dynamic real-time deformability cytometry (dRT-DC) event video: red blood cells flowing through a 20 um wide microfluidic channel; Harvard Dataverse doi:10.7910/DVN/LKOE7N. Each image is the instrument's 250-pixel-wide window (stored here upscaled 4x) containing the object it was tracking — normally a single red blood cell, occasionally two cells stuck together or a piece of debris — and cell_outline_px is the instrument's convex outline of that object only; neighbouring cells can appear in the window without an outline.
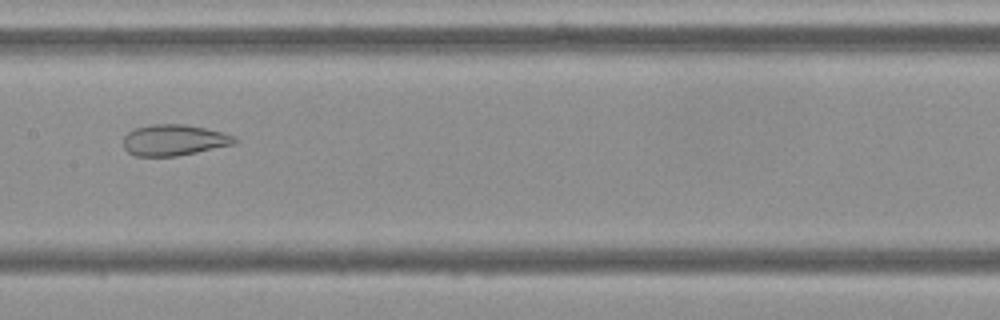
{"species": "Egyptian fruit bat (a non-hibernating species)", "species_latin": "Rousettus aegyptiacus", "temperature_condition": "cold", "stored_images_in_passage": 54, "camera_frame_rate_fps": 3000, "um_per_image_px": 0.085, "frame": {"image": 1, "passage_image": 27, "time_ms": 8.667, "image_size_px": [1000, 320], "cell_outline_px": [[240, 140], [236, 144], [176, 156], [136, 156], [128, 152], [124, 148], [124, 136], [128, 132], [136, 128], [152, 124], [184, 124], [224, 132], [236, 136]], "centroid_in_image_um": [14.84, 11.9], "position_along_channel_um": 192.6, "area_um2": 20.23}}
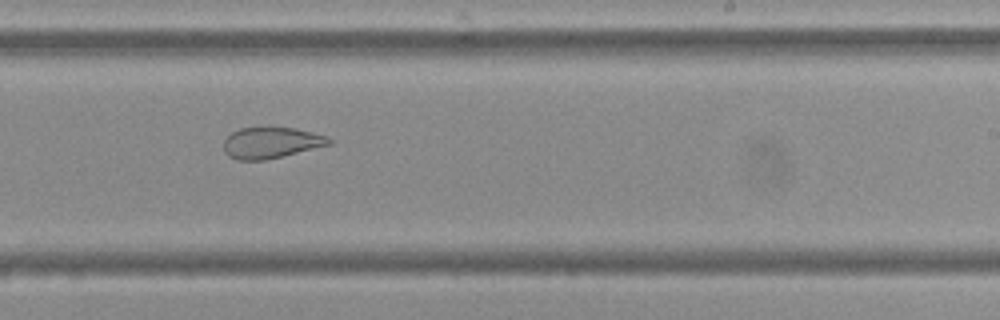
{"frame": {"image": 2, "passage_image": 33, "time_ms": 10.667, "image_size_px": [1000, 320], "cell_outline_px": [[332, 144], [264, 160], [236, 160], [228, 156], [224, 152], [224, 140], [232, 132], [240, 128], [268, 124], [296, 128], [328, 136], [332, 140]], "centroid_in_image_um": [23.03, 12.08], "position_along_channel_um": 266.0, "area_um2": 19.77}}
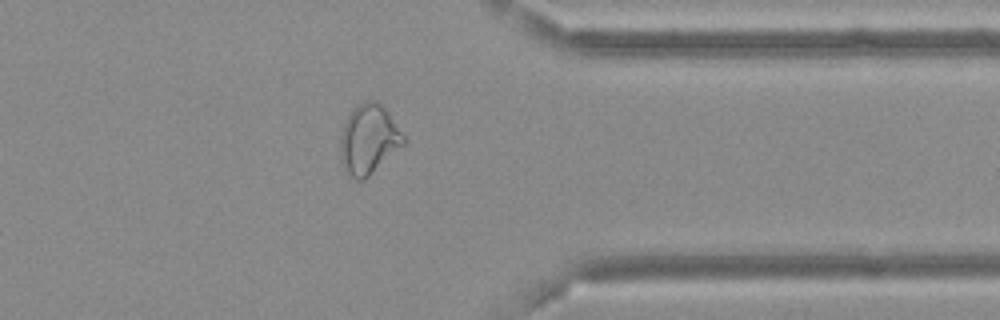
{"frame": {"image": 3, "passage_image": 43, "time_ms": 14.0, "image_size_px": [1000, 320], "cell_outline_px": [[404, 144], [364, 180], [356, 180], [344, 168], [340, 160], [340, 136], [344, 124], [352, 108], [364, 100], [376, 100], [388, 112], [404, 136]], "centroid_in_image_um": [31.31, 11.83], "position_along_channel_um": 380.1, "area_um2": 25.37}, "authors_computed_cell_mechanics": {"area_um2": 26.3857, "velocity_mm_per_s": 3.6773, "shape_relaxation_time_tau1_ms": null, "shape_relaxation_time_tau2_ms": 1.3981, "deformation_change_tau1": null, "deformation_change_tau2": 0.08}}